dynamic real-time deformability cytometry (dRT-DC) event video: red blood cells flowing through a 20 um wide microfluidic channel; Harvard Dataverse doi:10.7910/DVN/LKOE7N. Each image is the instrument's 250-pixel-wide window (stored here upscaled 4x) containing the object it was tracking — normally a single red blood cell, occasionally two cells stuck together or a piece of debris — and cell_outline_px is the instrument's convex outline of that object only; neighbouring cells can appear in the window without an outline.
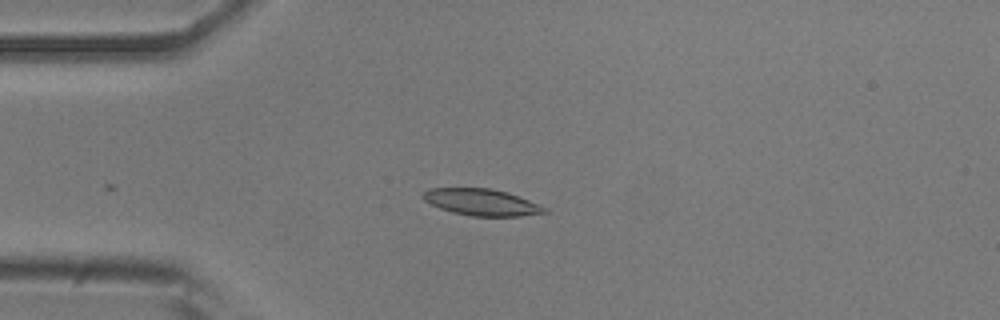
{"species": "common noctule bat (a hibernating species)", "species_latin": "Nyctalus noctula", "temperature_condition": "room temperature", "stored_images_in_passage": 8, "camera_frame_rate_fps": 3000, "um_per_image_px": 0.085, "animal": {"sex": "male", "body_mass_g": 20.5, "forearm_length_mm": 52.5}, "frame": {"image": 1, "passage_image": 1, "time_ms": 0.0, "image_size_px": [1000, 320], "cell_outline_px": [[548, 212], [520, 216], [472, 216], [452, 212], [440, 208], [424, 200], [420, 196], [428, 188], [488, 188], [508, 192], [548, 208]], "centroid_in_image_um": [40.92, 17.18], "position_along_channel_um": 44.1, "area_um2": 18.79}}
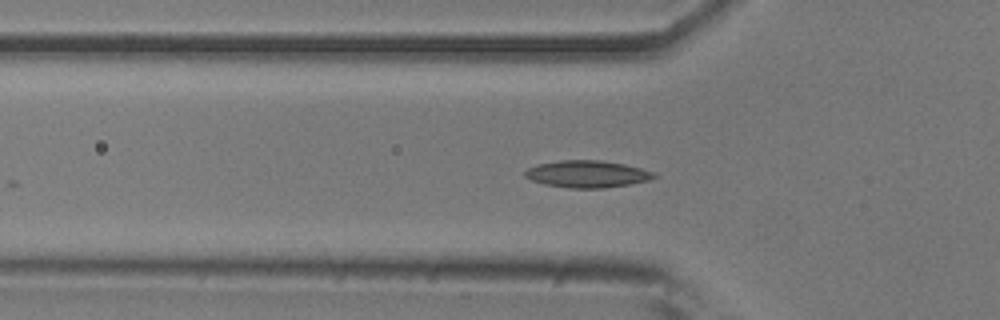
{"frame": {"image": 2, "passage_image": 5, "time_ms": 1.333, "image_size_px": [1000, 320], "cell_outline_px": [[660, 176], [648, 180], [632, 184], [604, 188], [568, 188], [544, 184], [532, 180], [524, 176], [524, 172], [528, 168], [536, 164], [560, 160], [600, 160], [624, 164], [656, 172]], "centroid_in_image_um": [49.93, 14.79], "position_along_channel_um": 75.9, "area_um2": 20.52}}